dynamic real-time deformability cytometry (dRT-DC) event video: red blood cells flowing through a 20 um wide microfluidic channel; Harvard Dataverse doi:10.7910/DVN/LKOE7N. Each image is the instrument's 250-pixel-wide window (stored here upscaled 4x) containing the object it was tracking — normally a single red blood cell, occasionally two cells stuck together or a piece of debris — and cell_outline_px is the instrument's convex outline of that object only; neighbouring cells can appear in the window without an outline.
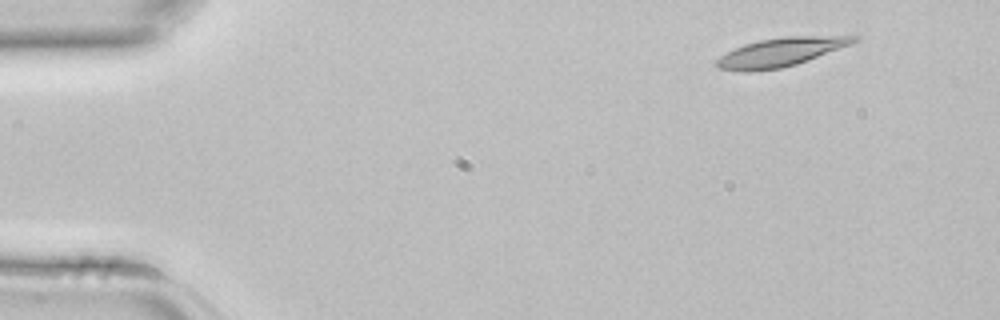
{"species": "common noctule bat (a hibernating species)", "species_latin": "Nyctalus noctula", "temperature_condition": "room temperature", "stored_images_in_passage": 3, "camera_frame_rate_fps": 3000, "um_per_image_px": 0.085, "animal": {"sex": "female", "body_mass_g": 22.7, "forearm_length_mm": 54.2}, "frame": {"image": 1, "passage_image": 1, "time_ms": 0.0, "image_size_px": [1000, 320], "cell_outline_px": [[860, 36], [856, 40], [848, 44], [808, 60], [796, 64], [780, 68], [752, 72], [744, 72], [716, 68], [712, 64], [720, 56], [744, 44], [760, 40], [784, 36]], "centroid_in_image_um": [66.23, 4.45], "position_along_channel_um": 18.8, "area_um2": 22.6}}
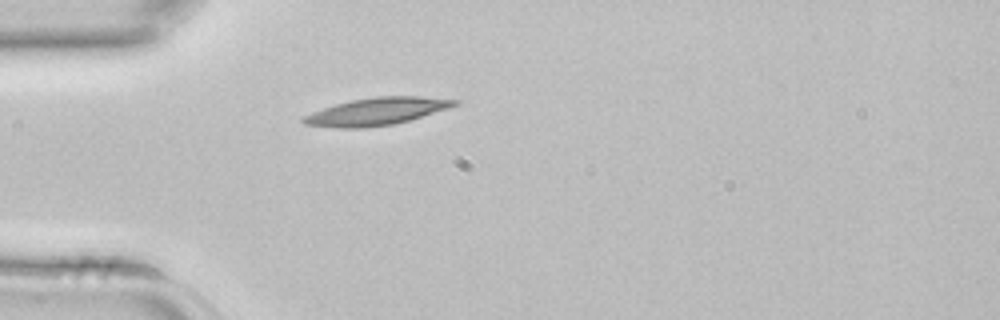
{"frame": {"image": 2, "passage_image": 3, "time_ms": 0.667, "image_size_px": [1000, 320], "cell_outline_px": [[460, 104], [448, 108], [408, 120], [392, 124], [364, 128], [336, 128], [304, 124], [300, 120], [304, 116], [312, 112], [336, 104], [352, 100], [376, 96], [416, 96], [460, 100]], "centroid_in_image_um": [32.0, 9.47], "position_along_channel_um": 53.0, "area_um2": 23.87}}